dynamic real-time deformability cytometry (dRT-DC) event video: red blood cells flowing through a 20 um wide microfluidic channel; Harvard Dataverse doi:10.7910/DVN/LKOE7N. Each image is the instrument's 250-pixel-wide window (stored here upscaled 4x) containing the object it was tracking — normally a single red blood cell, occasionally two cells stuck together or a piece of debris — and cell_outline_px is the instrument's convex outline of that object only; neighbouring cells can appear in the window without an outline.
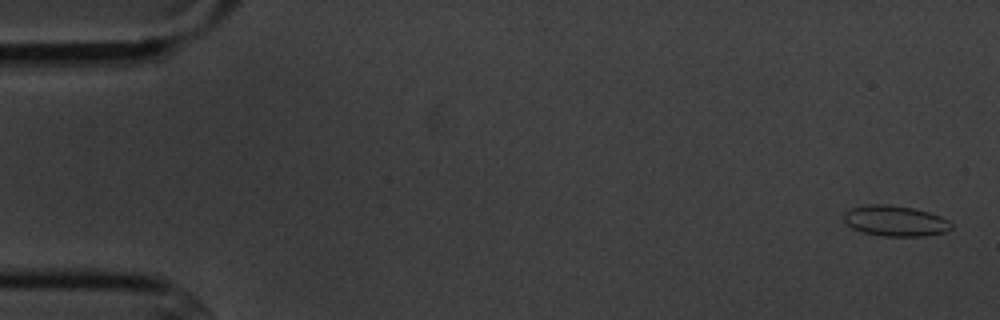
{"species": "common noctule bat (a hibernating species)", "species_latin": "Nyctalus noctula", "temperature_condition": "cold", "stored_images_in_passage": 5, "camera_frame_rate_fps": 3000, "um_per_image_px": 0.085, "animal": {"sex": "male", "body_mass_g": 20.1, "forearm_length_mm": 53.5}, "frame": {"image": 1, "passage_image": 1, "time_ms": 0.0, "image_size_px": [1000, 320], "cell_outline_px": [[952, 228], [944, 232], [924, 236], [884, 236], [860, 232], [852, 228], [844, 220], [844, 212], [852, 208], [868, 204], [888, 204], [912, 208], [928, 212], [940, 216], [948, 220], [952, 224]], "centroid_in_image_um": [76.08, 18.78], "position_along_channel_um": 8.9, "area_um2": 19.13}}
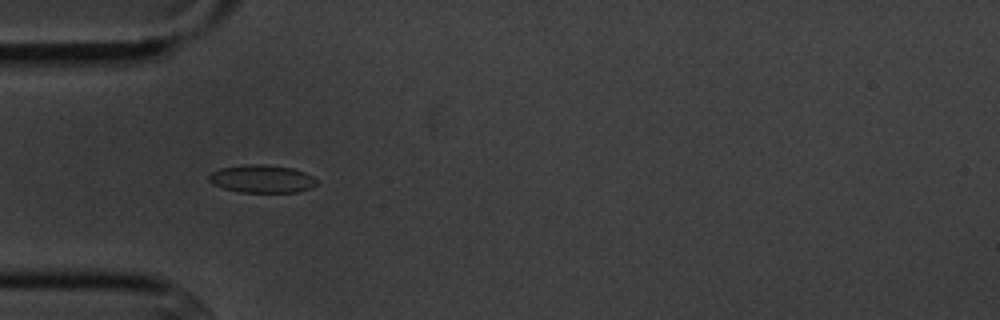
{"frame": {"image": 2, "passage_image": 5, "time_ms": 5.0, "image_size_px": [1000, 320], "cell_outline_px": [[316, 184], [312, 188], [300, 192], [240, 192], [224, 188], [212, 184], [208, 180], [208, 176], [212, 172], [220, 168], [248, 164], [264, 164], [292, 168], [304, 172], [312, 176], [316, 180]], "centroid_in_image_um": [22.26, 15.2], "position_along_channel_um": 62.7, "area_um2": 17.51}}